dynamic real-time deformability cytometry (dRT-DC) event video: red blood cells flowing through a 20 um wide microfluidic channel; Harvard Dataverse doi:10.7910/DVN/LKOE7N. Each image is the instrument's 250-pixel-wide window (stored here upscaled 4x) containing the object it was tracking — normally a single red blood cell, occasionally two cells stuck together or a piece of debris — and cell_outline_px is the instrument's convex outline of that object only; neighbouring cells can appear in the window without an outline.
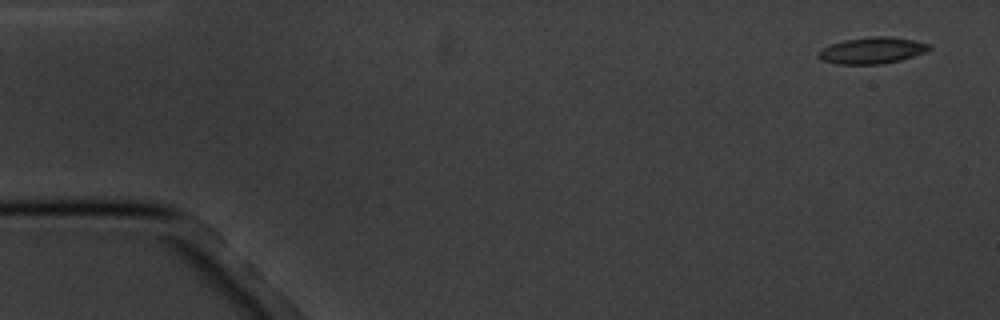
{"species": "common noctule bat (a hibernating species)", "species_latin": "Nyctalus noctula", "temperature_condition": "cold", "stored_images_in_passage": 4, "camera_frame_rate_fps": 3000, "um_per_image_px": 0.085, "animal": {"sex": "male", "body_mass_g": 20.1, "forearm_length_mm": 53.5}, "frame": {"image": 1, "passage_image": 1, "time_ms": 0.0, "image_size_px": [1000, 320], "cell_outline_px": [[932, 48], [924, 52], [900, 60], [880, 64], [836, 64], [820, 60], [816, 56], [816, 52], [832, 44], [844, 40], [868, 36], [888, 36], [916, 40], [932, 44]], "centroid_in_image_um": [74.12, 4.28], "position_along_channel_um": 10.9, "area_um2": 17.22}}
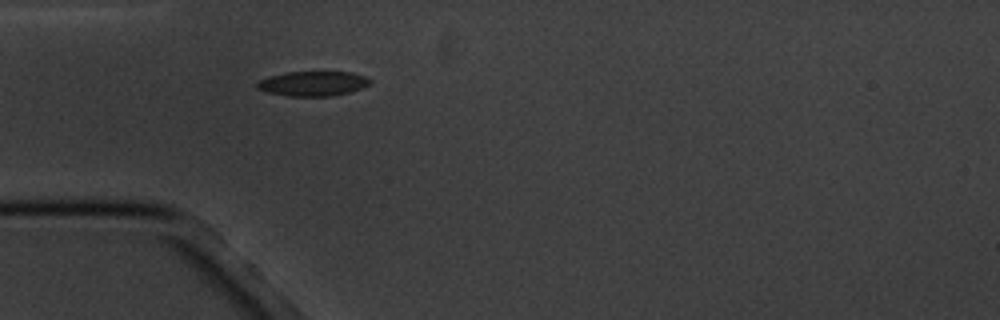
{"frame": {"image": 2, "passage_image": 4, "time_ms": 4.667, "image_size_px": [1000, 320], "cell_outline_px": [[372, 84], [348, 92], [332, 96], [288, 96], [268, 92], [256, 88], [256, 84], [260, 80], [284, 72], [352, 72], [364, 76], [372, 80]], "centroid_in_image_um": [26.62, 7.1], "position_along_channel_um": 58.4, "area_um2": 16.18}}